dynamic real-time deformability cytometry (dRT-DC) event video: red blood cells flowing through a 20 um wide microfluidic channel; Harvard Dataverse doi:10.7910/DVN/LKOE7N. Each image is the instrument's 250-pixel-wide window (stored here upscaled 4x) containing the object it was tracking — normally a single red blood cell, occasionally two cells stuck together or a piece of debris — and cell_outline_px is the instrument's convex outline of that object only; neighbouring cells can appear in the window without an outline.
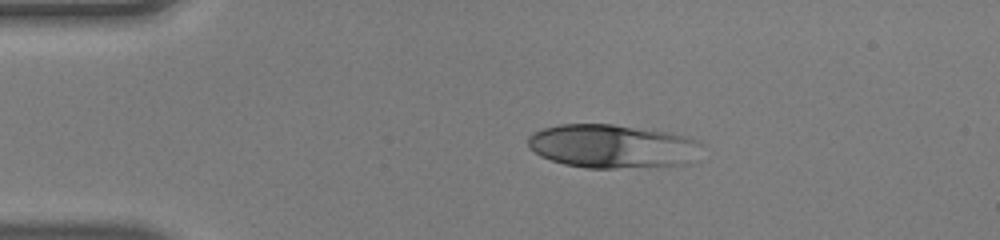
{"species": "human", "species_latin": "Homo sapiens", "temperature_condition": "warm", "stored_images_in_passage": 40, "camera_frame_rate_fps": 3000, "um_per_image_px": 0.085, "donor": {"sex": "male"}, "frame": {"image": 1, "passage_image": 1, "time_ms": 0.0, "image_size_px": [1000, 240], "cell_outline_px": [[704, 144], [688, 164], [616, 168], [584, 168], [564, 164], [540, 156], [528, 144], [528, 136], [532, 132], [544, 128], [560, 124], [612, 124], [668, 132], [688, 136]], "centroid_in_image_um": [52.05, 12.42], "position_along_channel_um": 33.0, "area_um2": 44.1}}
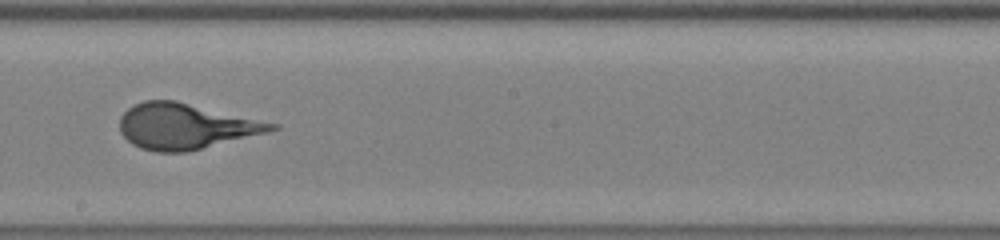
{"frame": {"image": 2, "passage_image": 19, "time_ms": 6.0, "image_size_px": [1000, 240], "cell_outline_px": [[280, 128], [268, 132], [184, 152], [156, 152], [140, 148], [132, 144], [120, 132], [120, 116], [128, 108], [144, 100], [176, 100], [280, 124]], "centroid_in_image_um": [15.77, 10.72], "position_along_channel_um": 232.4, "area_um2": 40.17}}
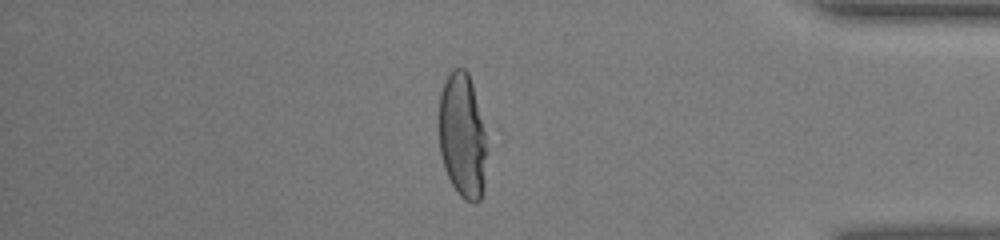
{"frame": {"image": 3, "passage_image": 33, "time_ms": 10.667, "image_size_px": [1000, 240], "cell_outline_px": [[488, 132], [480, 200], [476, 204], [472, 204], [464, 200], [460, 196], [452, 184], [444, 168], [440, 152], [440, 92], [444, 80], [452, 68], [464, 68], [468, 72]], "centroid_in_image_um": [39.32, 11.49], "position_along_channel_um": 395.9, "area_um2": 35.08}}